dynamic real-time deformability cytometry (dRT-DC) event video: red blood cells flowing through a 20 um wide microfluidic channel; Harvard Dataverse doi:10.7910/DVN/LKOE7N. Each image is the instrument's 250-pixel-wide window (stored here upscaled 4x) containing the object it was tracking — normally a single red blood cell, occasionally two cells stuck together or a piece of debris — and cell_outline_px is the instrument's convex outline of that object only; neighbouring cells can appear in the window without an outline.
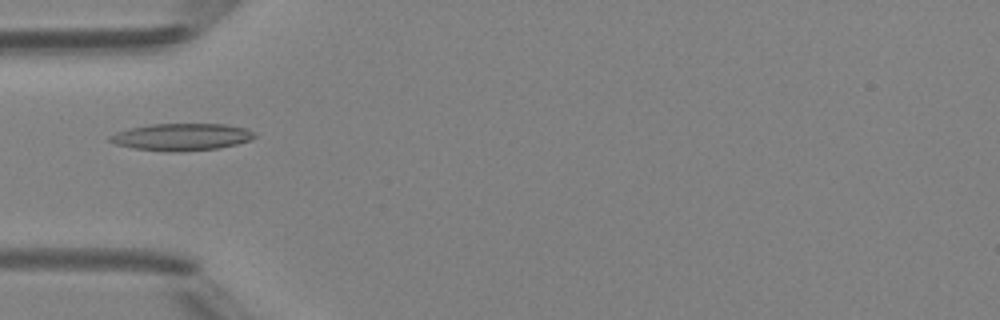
{"species": "Egyptian fruit bat (a non-hibernating species)", "species_latin": "Rousettus aegyptiacus", "temperature_condition": "room temperature", "stored_images_in_passage": 2, "camera_frame_rate_fps": 3000, "um_per_image_px": 0.085, "animal": {"sex": "female"}, "frame": {"image": 1, "passage_image": 2, "time_ms": 1.0, "image_size_px": [1000, 320], "cell_outline_px": [[256, 136], [252, 140], [236, 144], [216, 148], [168, 152], [132, 148], [116, 144], [108, 140], [108, 136], [116, 132], [128, 128], [152, 124], [224, 124], [244, 128], [252, 132]], "centroid_in_image_um": [15.38, 11.63], "position_along_channel_um": 69.6, "area_um2": 22.66}}